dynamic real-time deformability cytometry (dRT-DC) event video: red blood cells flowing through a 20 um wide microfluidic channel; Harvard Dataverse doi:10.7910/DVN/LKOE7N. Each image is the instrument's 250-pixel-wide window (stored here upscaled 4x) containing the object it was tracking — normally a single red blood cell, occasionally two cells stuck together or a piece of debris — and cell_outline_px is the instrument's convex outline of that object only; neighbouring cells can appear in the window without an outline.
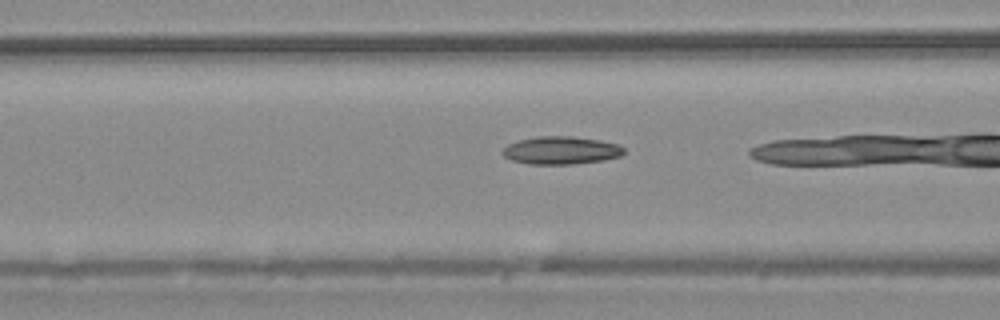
{"species": "common noctule bat (a hibernating species)", "species_latin": "Nyctalus noctula", "temperature_condition": "warm", "stored_images_in_passage": 16, "camera_frame_rate_fps": 3000, "um_per_image_px": 0.085, "animal": {"sex": "male", "body_mass_g": 20.4}, "frame": {"image": 1, "passage_image": 15, "time_ms": 4.667, "image_size_px": [1000, 320], "cell_outline_px": [[624, 152], [620, 156], [604, 160], [572, 164], [528, 164], [512, 160], [504, 156], [500, 152], [508, 144], [520, 140], [536, 136], [572, 136], [600, 140], [616, 144], [624, 148]], "centroid_in_image_um": [47.67, 12.78], "position_along_channel_um": 118.9, "area_um2": 19.65}}